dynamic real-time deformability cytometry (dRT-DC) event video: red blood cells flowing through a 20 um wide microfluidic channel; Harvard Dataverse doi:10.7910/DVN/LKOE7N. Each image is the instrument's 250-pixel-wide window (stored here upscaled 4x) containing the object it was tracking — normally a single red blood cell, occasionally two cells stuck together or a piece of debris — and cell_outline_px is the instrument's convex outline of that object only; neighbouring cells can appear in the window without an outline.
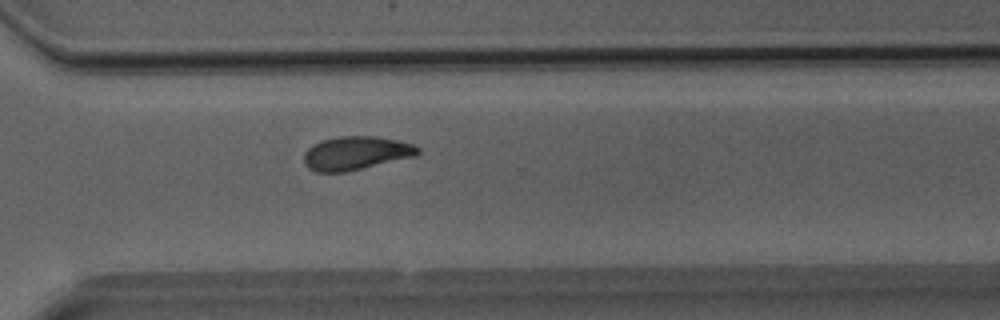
{"species": "Egyptian fruit bat (a non-hibernating species)", "species_latin": "Rousettus aegyptiacus", "temperature_condition": "room temperature", "stored_images_in_passage": 27, "camera_frame_rate_fps": 3000, "um_per_image_px": 0.085, "animal": {"sex": "male"}, "frame": {"image": 1, "passage_image": 19, "time_ms": 6.0, "image_size_px": [1000, 320], "cell_outline_px": [[420, 152], [416, 156], [344, 172], [316, 172], [308, 168], [304, 164], [304, 152], [312, 144], [320, 140], [340, 136], [376, 136], [396, 140], [412, 144], [420, 148]], "centroid_in_image_um": [30.22, 13.01], "position_along_channel_um": 340.4, "area_um2": 22.31}}
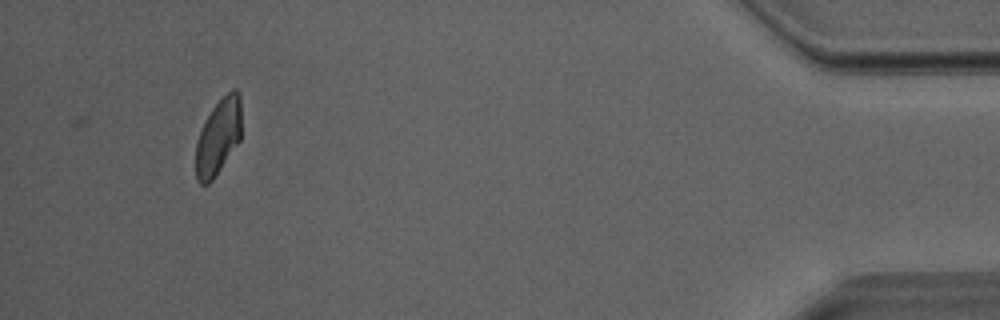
{"frame": {"image": 2, "passage_image": 27, "time_ms": 8.667, "image_size_px": [1000, 320], "cell_outline_px": [[240, 140], [212, 180], [208, 184], [200, 184], [196, 180], [196, 144], [200, 128], [204, 120], [212, 108], [232, 88], [236, 88], [240, 92]], "centroid_in_image_um": [18.54, 11.61], "position_along_channel_um": 416.7, "area_um2": 20.11}}